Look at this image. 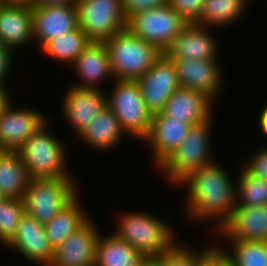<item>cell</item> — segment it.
Segmentation results:
<instances>
[{
    "label": "cell",
    "instance_id": "cell-14",
    "mask_svg": "<svg viewBox=\"0 0 267 266\" xmlns=\"http://www.w3.org/2000/svg\"><path fill=\"white\" fill-rule=\"evenodd\" d=\"M62 104L63 115L78 135L107 106V94L101 89L69 86Z\"/></svg>",
    "mask_w": 267,
    "mask_h": 266
},
{
    "label": "cell",
    "instance_id": "cell-7",
    "mask_svg": "<svg viewBox=\"0 0 267 266\" xmlns=\"http://www.w3.org/2000/svg\"><path fill=\"white\" fill-rule=\"evenodd\" d=\"M107 106L114 112L124 132L144 140L150 131L152 113L147 109L137 80L115 79Z\"/></svg>",
    "mask_w": 267,
    "mask_h": 266
},
{
    "label": "cell",
    "instance_id": "cell-19",
    "mask_svg": "<svg viewBox=\"0 0 267 266\" xmlns=\"http://www.w3.org/2000/svg\"><path fill=\"white\" fill-rule=\"evenodd\" d=\"M30 2L3 1L0 4V41L18 48L33 40Z\"/></svg>",
    "mask_w": 267,
    "mask_h": 266
},
{
    "label": "cell",
    "instance_id": "cell-36",
    "mask_svg": "<svg viewBox=\"0 0 267 266\" xmlns=\"http://www.w3.org/2000/svg\"><path fill=\"white\" fill-rule=\"evenodd\" d=\"M12 51L14 50L0 41V85L3 86L6 84L4 82L6 81L11 69V59L13 57Z\"/></svg>",
    "mask_w": 267,
    "mask_h": 266
},
{
    "label": "cell",
    "instance_id": "cell-10",
    "mask_svg": "<svg viewBox=\"0 0 267 266\" xmlns=\"http://www.w3.org/2000/svg\"><path fill=\"white\" fill-rule=\"evenodd\" d=\"M137 81L146 107L152 114L161 112L169 97L181 87L175 66L164 53Z\"/></svg>",
    "mask_w": 267,
    "mask_h": 266
},
{
    "label": "cell",
    "instance_id": "cell-24",
    "mask_svg": "<svg viewBox=\"0 0 267 266\" xmlns=\"http://www.w3.org/2000/svg\"><path fill=\"white\" fill-rule=\"evenodd\" d=\"M78 199L77 195L44 225L45 233L54 250L91 219L90 215L80 207Z\"/></svg>",
    "mask_w": 267,
    "mask_h": 266
},
{
    "label": "cell",
    "instance_id": "cell-6",
    "mask_svg": "<svg viewBox=\"0 0 267 266\" xmlns=\"http://www.w3.org/2000/svg\"><path fill=\"white\" fill-rule=\"evenodd\" d=\"M72 177L31 178L23 196L25 212L45 225L77 195Z\"/></svg>",
    "mask_w": 267,
    "mask_h": 266
},
{
    "label": "cell",
    "instance_id": "cell-18",
    "mask_svg": "<svg viewBox=\"0 0 267 266\" xmlns=\"http://www.w3.org/2000/svg\"><path fill=\"white\" fill-rule=\"evenodd\" d=\"M191 126L162 112L152 114L151 128L143 141L150 144L156 166L179 147L187 137Z\"/></svg>",
    "mask_w": 267,
    "mask_h": 266
},
{
    "label": "cell",
    "instance_id": "cell-3",
    "mask_svg": "<svg viewBox=\"0 0 267 266\" xmlns=\"http://www.w3.org/2000/svg\"><path fill=\"white\" fill-rule=\"evenodd\" d=\"M122 214L113 233L144 257H158L175 244L173 228L167 221L144 212Z\"/></svg>",
    "mask_w": 267,
    "mask_h": 266
},
{
    "label": "cell",
    "instance_id": "cell-35",
    "mask_svg": "<svg viewBox=\"0 0 267 266\" xmlns=\"http://www.w3.org/2000/svg\"><path fill=\"white\" fill-rule=\"evenodd\" d=\"M243 168L252 176L267 181V147L255 152L252 159L244 163Z\"/></svg>",
    "mask_w": 267,
    "mask_h": 266
},
{
    "label": "cell",
    "instance_id": "cell-4",
    "mask_svg": "<svg viewBox=\"0 0 267 266\" xmlns=\"http://www.w3.org/2000/svg\"><path fill=\"white\" fill-rule=\"evenodd\" d=\"M212 119L192 125L185 140L157 166L169 183L177 185L189 173L214 162L210 153Z\"/></svg>",
    "mask_w": 267,
    "mask_h": 266
},
{
    "label": "cell",
    "instance_id": "cell-25",
    "mask_svg": "<svg viewBox=\"0 0 267 266\" xmlns=\"http://www.w3.org/2000/svg\"><path fill=\"white\" fill-rule=\"evenodd\" d=\"M30 179L18 151L0 150V192L4 197L23 198Z\"/></svg>",
    "mask_w": 267,
    "mask_h": 266
},
{
    "label": "cell",
    "instance_id": "cell-21",
    "mask_svg": "<svg viewBox=\"0 0 267 266\" xmlns=\"http://www.w3.org/2000/svg\"><path fill=\"white\" fill-rule=\"evenodd\" d=\"M214 103L202 92L179 87L169 97L161 112L173 119L196 125L214 116L212 114Z\"/></svg>",
    "mask_w": 267,
    "mask_h": 266
},
{
    "label": "cell",
    "instance_id": "cell-12",
    "mask_svg": "<svg viewBox=\"0 0 267 266\" xmlns=\"http://www.w3.org/2000/svg\"><path fill=\"white\" fill-rule=\"evenodd\" d=\"M172 60L181 87L202 92L214 102L221 93L222 70L218 59L194 60L190 58H169Z\"/></svg>",
    "mask_w": 267,
    "mask_h": 266
},
{
    "label": "cell",
    "instance_id": "cell-43",
    "mask_svg": "<svg viewBox=\"0 0 267 266\" xmlns=\"http://www.w3.org/2000/svg\"><path fill=\"white\" fill-rule=\"evenodd\" d=\"M3 1L31 2V0H3Z\"/></svg>",
    "mask_w": 267,
    "mask_h": 266
},
{
    "label": "cell",
    "instance_id": "cell-32",
    "mask_svg": "<svg viewBox=\"0 0 267 266\" xmlns=\"http://www.w3.org/2000/svg\"><path fill=\"white\" fill-rule=\"evenodd\" d=\"M175 243L169 250L159 257L160 266H197V264L216 246H206L199 251L190 250V247L179 246ZM189 248V249H188ZM196 252V253H195Z\"/></svg>",
    "mask_w": 267,
    "mask_h": 266
},
{
    "label": "cell",
    "instance_id": "cell-30",
    "mask_svg": "<svg viewBox=\"0 0 267 266\" xmlns=\"http://www.w3.org/2000/svg\"><path fill=\"white\" fill-rule=\"evenodd\" d=\"M237 184V206L267 205V181L252 176L243 167Z\"/></svg>",
    "mask_w": 267,
    "mask_h": 266
},
{
    "label": "cell",
    "instance_id": "cell-1",
    "mask_svg": "<svg viewBox=\"0 0 267 266\" xmlns=\"http://www.w3.org/2000/svg\"><path fill=\"white\" fill-rule=\"evenodd\" d=\"M217 162L194 170L182 179L178 186H187L186 211L189 219L210 220L218 232L232 217L237 206V186Z\"/></svg>",
    "mask_w": 267,
    "mask_h": 266
},
{
    "label": "cell",
    "instance_id": "cell-5",
    "mask_svg": "<svg viewBox=\"0 0 267 266\" xmlns=\"http://www.w3.org/2000/svg\"><path fill=\"white\" fill-rule=\"evenodd\" d=\"M48 122L29 136L17 150L27 167L30 178L72 177L67 170L65 146L49 134Z\"/></svg>",
    "mask_w": 267,
    "mask_h": 266
},
{
    "label": "cell",
    "instance_id": "cell-2",
    "mask_svg": "<svg viewBox=\"0 0 267 266\" xmlns=\"http://www.w3.org/2000/svg\"><path fill=\"white\" fill-rule=\"evenodd\" d=\"M115 79L137 80L164 53L156 45L133 35L127 28L104 41Z\"/></svg>",
    "mask_w": 267,
    "mask_h": 266
},
{
    "label": "cell",
    "instance_id": "cell-20",
    "mask_svg": "<svg viewBox=\"0 0 267 266\" xmlns=\"http://www.w3.org/2000/svg\"><path fill=\"white\" fill-rule=\"evenodd\" d=\"M217 233L227 240L267 241V205L236 206Z\"/></svg>",
    "mask_w": 267,
    "mask_h": 266
},
{
    "label": "cell",
    "instance_id": "cell-8",
    "mask_svg": "<svg viewBox=\"0 0 267 266\" xmlns=\"http://www.w3.org/2000/svg\"><path fill=\"white\" fill-rule=\"evenodd\" d=\"M78 26L91 41L104 42L126 28L122 0H77Z\"/></svg>",
    "mask_w": 267,
    "mask_h": 266
},
{
    "label": "cell",
    "instance_id": "cell-29",
    "mask_svg": "<svg viewBox=\"0 0 267 266\" xmlns=\"http://www.w3.org/2000/svg\"><path fill=\"white\" fill-rule=\"evenodd\" d=\"M232 253L225 247L216 246L223 252L229 266H267V241L229 240Z\"/></svg>",
    "mask_w": 267,
    "mask_h": 266
},
{
    "label": "cell",
    "instance_id": "cell-45",
    "mask_svg": "<svg viewBox=\"0 0 267 266\" xmlns=\"http://www.w3.org/2000/svg\"><path fill=\"white\" fill-rule=\"evenodd\" d=\"M4 196L1 194V192H0V200L3 198Z\"/></svg>",
    "mask_w": 267,
    "mask_h": 266
},
{
    "label": "cell",
    "instance_id": "cell-31",
    "mask_svg": "<svg viewBox=\"0 0 267 266\" xmlns=\"http://www.w3.org/2000/svg\"><path fill=\"white\" fill-rule=\"evenodd\" d=\"M24 213L23 198L3 197L0 200V244L6 245L12 239Z\"/></svg>",
    "mask_w": 267,
    "mask_h": 266
},
{
    "label": "cell",
    "instance_id": "cell-26",
    "mask_svg": "<svg viewBox=\"0 0 267 266\" xmlns=\"http://www.w3.org/2000/svg\"><path fill=\"white\" fill-rule=\"evenodd\" d=\"M145 257L128 242L110 235H99L95 266H139Z\"/></svg>",
    "mask_w": 267,
    "mask_h": 266
},
{
    "label": "cell",
    "instance_id": "cell-37",
    "mask_svg": "<svg viewBox=\"0 0 267 266\" xmlns=\"http://www.w3.org/2000/svg\"><path fill=\"white\" fill-rule=\"evenodd\" d=\"M228 260L223 252L215 246L197 266H228Z\"/></svg>",
    "mask_w": 267,
    "mask_h": 266
},
{
    "label": "cell",
    "instance_id": "cell-16",
    "mask_svg": "<svg viewBox=\"0 0 267 266\" xmlns=\"http://www.w3.org/2000/svg\"><path fill=\"white\" fill-rule=\"evenodd\" d=\"M93 221L91 218L54 250L52 264L57 266H95L96 246L100 231Z\"/></svg>",
    "mask_w": 267,
    "mask_h": 266
},
{
    "label": "cell",
    "instance_id": "cell-23",
    "mask_svg": "<svg viewBox=\"0 0 267 266\" xmlns=\"http://www.w3.org/2000/svg\"><path fill=\"white\" fill-rule=\"evenodd\" d=\"M126 134L114 112L106 106L78 135L93 149L110 150Z\"/></svg>",
    "mask_w": 267,
    "mask_h": 266
},
{
    "label": "cell",
    "instance_id": "cell-15",
    "mask_svg": "<svg viewBox=\"0 0 267 266\" xmlns=\"http://www.w3.org/2000/svg\"><path fill=\"white\" fill-rule=\"evenodd\" d=\"M11 103L0 114V150L17 151L26 139L48 120L30 109H16Z\"/></svg>",
    "mask_w": 267,
    "mask_h": 266
},
{
    "label": "cell",
    "instance_id": "cell-39",
    "mask_svg": "<svg viewBox=\"0 0 267 266\" xmlns=\"http://www.w3.org/2000/svg\"><path fill=\"white\" fill-rule=\"evenodd\" d=\"M10 96L6 86L0 85V114L12 103Z\"/></svg>",
    "mask_w": 267,
    "mask_h": 266
},
{
    "label": "cell",
    "instance_id": "cell-22",
    "mask_svg": "<svg viewBox=\"0 0 267 266\" xmlns=\"http://www.w3.org/2000/svg\"><path fill=\"white\" fill-rule=\"evenodd\" d=\"M72 66L81 78L79 83L72 84L76 87L99 89L98 86L102 80L114 79L105 42L91 41Z\"/></svg>",
    "mask_w": 267,
    "mask_h": 266
},
{
    "label": "cell",
    "instance_id": "cell-33",
    "mask_svg": "<svg viewBox=\"0 0 267 266\" xmlns=\"http://www.w3.org/2000/svg\"><path fill=\"white\" fill-rule=\"evenodd\" d=\"M206 0H168V5L186 22L196 23Z\"/></svg>",
    "mask_w": 267,
    "mask_h": 266
},
{
    "label": "cell",
    "instance_id": "cell-11",
    "mask_svg": "<svg viewBox=\"0 0 267 266\" xmlns=\"http://www.w3.org/2000/svg\"><path fill=\"white\" fill-rule=\"evenodd\" d=\"M32 9L33 40L42 49L58 36L67 34L78 27L76 4L34 6Z\"/></svg>",
    "mask_w": 267,
    "mask_h": 266
},
{
    "label": "cell",
    "instance_id": "cell-41",
    "mask_svg": "<svg viewBox=\"0 0 267 266\" xmlns=\"http://www.w3.org/2000/svg\"><path fill=\"white\" fill-rule=\"evenodd\" d=\"M258 125L261 130V132L266 136L267 139V119L260 113L259 119H258Z\"/></svg>",
    "mask_w": 267,
    "mask_h": 266
},
{
    "label": "cell",
    "instance_id": "cell-38",
    "mask_svg": "<svg viewBox=\"0 0 267 266\" xmlns=\"http://www.w3.org/2000/svg\"><path fill=\"white\" fill-rule=\"evenodd\" d=\"M77 0H31L30 4L34 6H46V5H69L76 4Z\"/></svg>",
    "mask_w": 267,
    "mask_h": 266
},
{
    "label": "cell",
    "instance_id": "cell-44",
    "mask_svg": "<svg viewBox=\"0 0 267 266\" xmlns=\"http://www.w3.org/2000/svg\"><path fill=\"white\" fill-rule=\"evenodd\" d=\"M41 266H57V265L50 263V264H45V265H41Z\"/></svg>",
    "mask_w": 267,
    "mask_h": 266
},
{
    "label": "cell",
    "instance_id": "cell-9",
    "mask_svg": "<svg viewBox=\"0 0 267 266\" xmlns=\"http://www.w3.org/2000/svg\"><path fill=\"white\" fill-rule=\"evenodd\" d=\"M187 23L168 4H165L134 15L127 21L126 28L133 35L156 45L165 52Z\"/></svg>",
    "mask_w": 267,
    "mask_h": 266
},
{
    "label": "cell",
    "instance_id": "cell-42",
    "mask_svg": "<svg viewBox=\"0 0 267 266\" xmlns=\"http://www.w3.org/2000/svg\"><path fill=\"white\" fill-rule=\"evenodd\" d=\"M260 113L267 119V105L263 108V110Z\"/></svg>",
    "mask_w": 267,
    "mask_h": 266
},
{
    "label": "cell",
    "instance_id": "cell-28",
    "mask_svg": "<svg viewBox=\"0 0 267 266\" xmlns=\"http://www.w3.org/2000/svg\"><path fill=\"white\" fill-rule=\"evenodd\" d=\"M90 42L91 40L78 26L75 30L48 42L41 51L53 60L72 65Z\"/></svg>",
    "mask_w": 267,
    "mask_h": 266
},
{
    "label": "cell",
    "instance_id": "cell-17",
    "mask_svg": "<svg viewBox=\"0 0 267 266\" xmlns=\"http://www.w3.org/2000/svg\"><path fill=\"white\" fill-rule=\"evenodd\" d=\"M206 26L187 23L164 54L168 58L218 59V44ZM218 48V49H217Z\"/></svg>",
    "mask_w": 267,
    "mask_h": 266
},
{
    "label": "cell",
    "instance_id": "cell-40",
    "mask_svg": "<svg viewBox=\"0 0 267 266\" xmlns=\"http://www.w3.org/2000/svg\"><path fill=\"white\" fill-rule=\"evenodd\" d=\"M139 266H160L159 257H145Z\"/></svg>",
    "mask_w": 267,
    "mask_h": 266
},
{
    "label": "cell",
    "instance_id": "cell-34",
    "mask_svg": "<svg viewBox=\"0 0 267 266\" xmlns=\"http://www.w3.org/2000/svg\"><path fill=\"white\" fill-rule=\"evenodd\" d=\"M165 4H168V0H122L123 14L126 21L136 14Z\"/></svg>",
    "mask_w": 267,
    "mask_h": 266
},
{
    "label": "cell",
    "instance_id": "cell-27",
    "mask_svg": "<svg viewBox=\"0 0 267 266\" xmlns=\"http://www.w3.org/2000/svg\"><path fill=\"white\" fill-rule=\"evenodd\" d=\"M249 0H206L200 19L196 22L201 26L223 27L235 23L247 11ZM241 16V17H240Z\"/></svg>",
    "mask_w": 267,
    "mask_h": 266
},
{
    "label": "cell",
    "instance_id": "cell-13",
    "mask_svg": "<svg viewBox=\"0 0 267 266\" xmlns=\"http://www.w3.org/2000/svg\"><path fill=\"white\" fill-rule=\"evenodd\" d=\"M5 247L17 250L22 257L38 266L50 264L54 257L44 225L27 212L22 215L15 234Z\"/></svg>",
    "mask_w": 267,
    "mask_h": 266
}]
</instances>
